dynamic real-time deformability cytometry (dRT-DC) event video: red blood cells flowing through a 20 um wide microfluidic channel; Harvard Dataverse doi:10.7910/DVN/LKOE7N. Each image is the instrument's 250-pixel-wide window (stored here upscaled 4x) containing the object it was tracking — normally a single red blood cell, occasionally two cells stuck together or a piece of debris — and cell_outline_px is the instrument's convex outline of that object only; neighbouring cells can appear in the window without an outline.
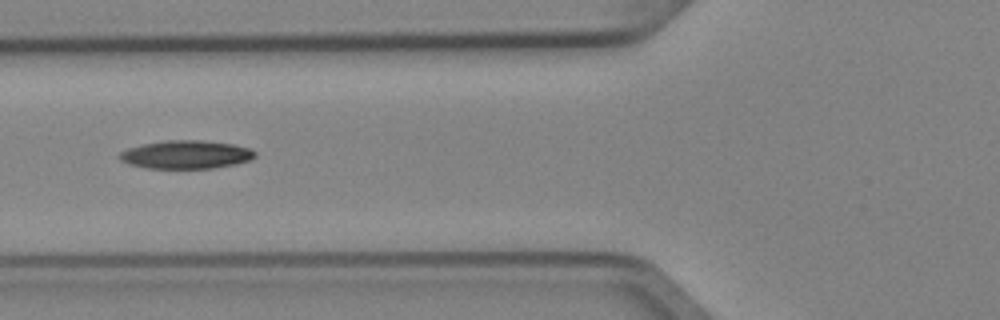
{"species": "Egyptian fruit bat (a non-hibernating species)", "species_latin": "Rousettus aegyptiacus", "temperature_condition": "cold", "stored_images_in_passage": 6, "camera_frame_rate_fps": 3000, "um_per_image_px": 0.085, "animal": {"sex": "female"}, "frame": {"image": 1, "passage_image": 6, "time_ms": 1.667, "image_size_px": [1000, 320], "cell_outline_px": [[256, 156], [252, 160], [236, 164], [212, 168], [148, 168], [128, 164], [120, 160], [116, 156], [120, 152], [128, 148], [144, 144], [168, 140], [200, 140], [232, 144], [252, 148], [256, 152]], "centroid_in_image_um": [15.83, 13.14], "position_along_channel_um": 110.0, "area_um2": 22.43}}